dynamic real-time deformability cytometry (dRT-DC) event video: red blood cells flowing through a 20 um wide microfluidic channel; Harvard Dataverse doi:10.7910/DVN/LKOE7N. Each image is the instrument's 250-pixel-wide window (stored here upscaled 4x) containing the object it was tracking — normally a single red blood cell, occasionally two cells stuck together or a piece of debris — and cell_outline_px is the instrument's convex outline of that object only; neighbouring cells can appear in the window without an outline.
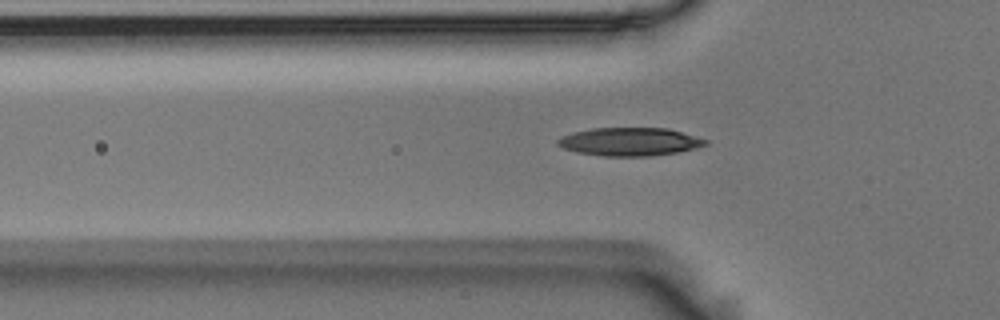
{"species": "Egyptian fruit bat (a non-hibernating species)", "species_latin": "Rousettus aegyptiacus", "temperature_condition": "room temperature", "stored_images_in_passage": 49, "camera_frame_rate_fps": 3000, "um_per_image_px": 0.085, "animal": {"sex": "male"}, "frame": {"image": 1, "passage_image": 17, "time_ms": 5.333, "image_size_px": [1000, 320], "cell_outline_px": [[708, 144], [696, 148], [676, 152], [648, 156], [604, 156], [576, 152], [564, 148], [556, 144], [556, 140], [560, 136], [572, 132], [592, 128], [668, 128], [708, 140]], "centroid_in_image_um": [53.49, 12.04], "position_along_channel_um": 72.3, "area_um2": 24.28}}
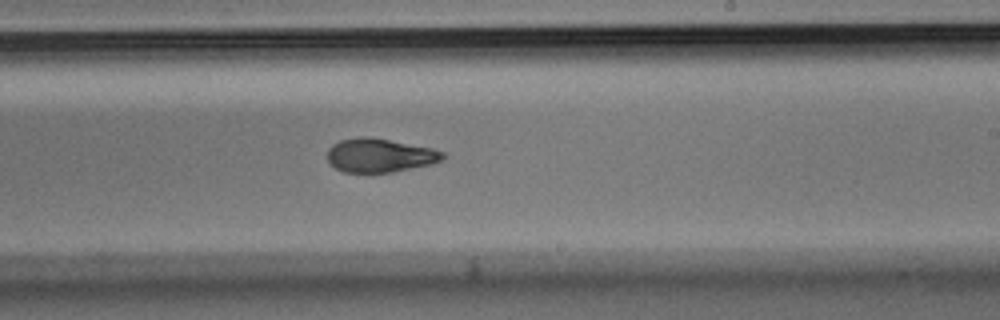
{"frame": {"image": 2, "passage_image": 32, "time_ms": 10.333, "image_size_px": [1000, 320], "cell_outline_px": [[448, 156], [432, 164], [392, 172], [344, 172], [336, 168], [328, 160], [328, 148], [332, 144], [340, 140], [360, 136], [368, 136], [432, 148], [444, 152]], "centroid_in_image_um": [32.29, 13.2], "position_along_channel_um": 256.7, "area_um2": 22.66}}
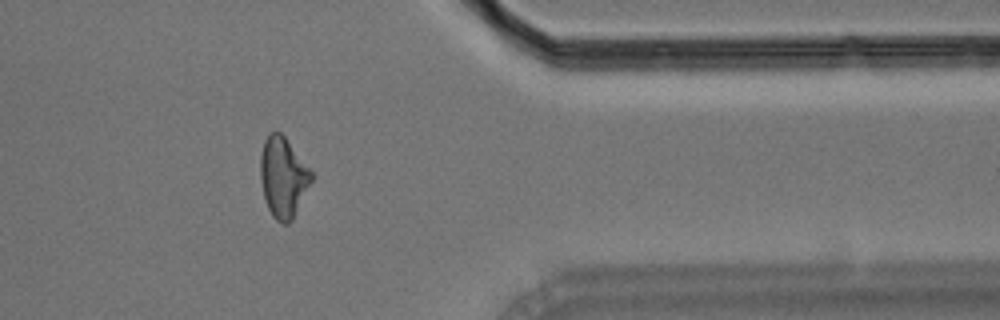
{"frame": {"image": 3, "passage_image": 44, "time_ms": 14.333, "image_size_px": [1000, 320], "cell_outline_px": [[312, 180], [292, 220], [288, 224], [284, 224], [276, 220], [272, 216], [264, 200], [260, 180], [260, 156], [264, 140], [272, 132], [280, 132], [284, 136], [312, 172]], "centroid_in_image_um": [24.04, 15.09], "position_along_channel_um": 387.4, "area_um2": 23.64}}